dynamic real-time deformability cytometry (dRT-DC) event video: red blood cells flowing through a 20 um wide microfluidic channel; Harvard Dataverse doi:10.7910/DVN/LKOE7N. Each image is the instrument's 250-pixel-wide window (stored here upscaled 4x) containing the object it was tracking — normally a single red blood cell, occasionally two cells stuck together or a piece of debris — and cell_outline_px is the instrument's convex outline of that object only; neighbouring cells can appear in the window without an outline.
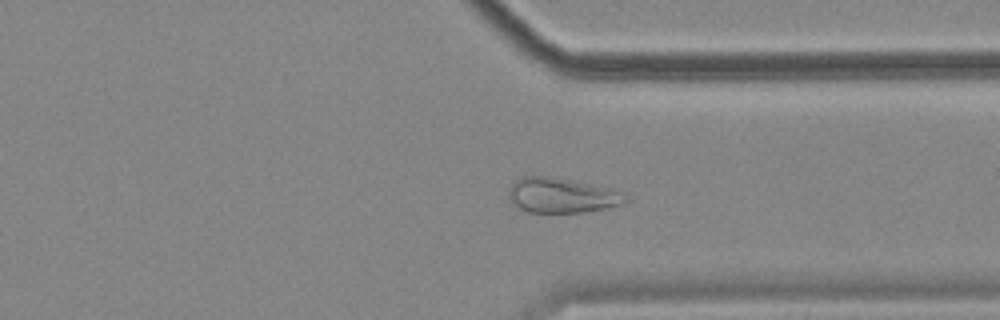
{"species": "common noctule bat (a hibernating species)", "species_latin": "Nyctalus noctula", "temperature_condition": "cold", "stored_images_in_passage": 58, "camera_frame_rate_fps": 3000, "um_per_image_px": 0.085, "animal": {"sex": "female", "body_mass_g": 18.4}, "frame": {"image": 1, "passage_image": 44, "time_ms": 14.333, "image_size_px": [1000, 320], "cell_outline_px": [[624, 200], [620, 204], [608, 208], [584, 212], [528, 212], [512, 204], [508, 196], [508, 188], [520, 176], [552, 176], [608, 188]], "centroid_in_image_um": [47.58, 16.6], "position_along_channel_um": 363.8, "area_um2": 23.18}}
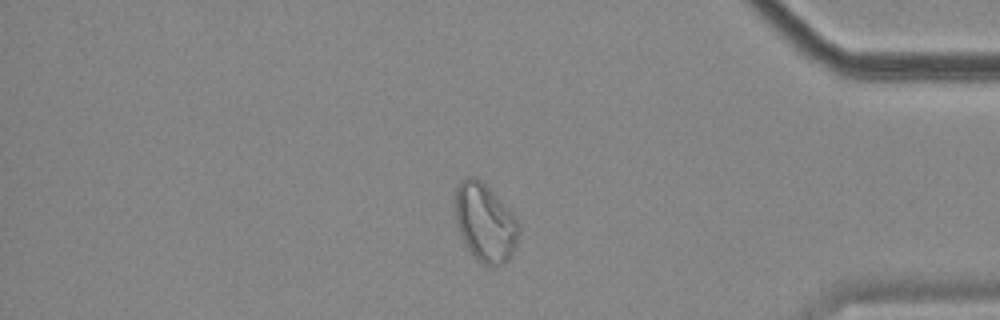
{"frame": {"image": 2, "passage_image": 49, "time_ms": 16.0, "image_size_px": [1000, 320], "cell_outline_px": [[520, 224], [516, 244], [508, 260], [500, 264], [484, 264], [464, 244], [460, 236], [456, 220], [456, 188], [460, 180], [468, 176], [472, 176], [480, 180], [504, 204]], "centroid_in_image_um": [41.22, 18.89], "position_along_channel_um": 394.0, "area_um2": 28.21}}
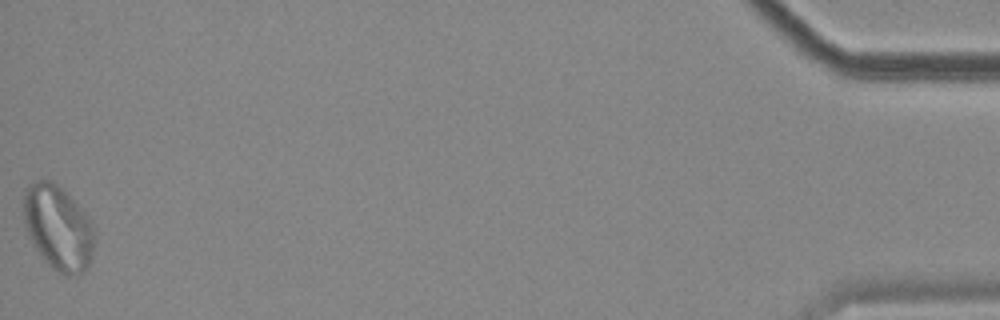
{"frame": {"image": 3, "passage_image": 58, "time_ms": 19.0, "image_size_px": [1000, 320], "cell_outline_px": [[96, 236], [92, 260], [84, 272], [80, 276], [68, 276], [52, 268], [44, 260], [36, 248], [24, 224], [24, 188], [28, 184], [36, 180], [52, 180], [64, 188], [88, 216], [96, 228]], "centroid_in_image_um": [5.0, 19.34], "position_along_channel_um": 430.2, "area_um2": 35.72}, "authors_computed_cell_mechanics": {"area_um2": 28.0908, "velocity_mm_per_s": 3.4763, "shape_relaxation_time_tau1_ms": null, "shape_relaxation_time_tau2_ms": 4.7101, "deformation_change_tau1": null, "deformation_change_tau2": 0.0982}}